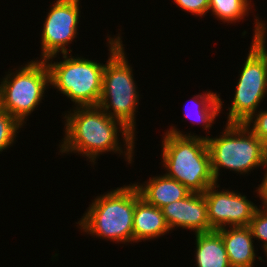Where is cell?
Segmentation results:
<instances>
[{
    "label": "cell",
    "instance_id": "10",
    "mask_svg": "<svg viewBox=\"0 0 267 267\" xmlns=\"http://www.w3.org/2000/svg\"><path fill=\"white\" fill-rule=\"evenodd\" d=\"M216 188H219L218 183L204 191L211 231L227 226H249L258 207L241 193Z\"/></svg>",
    "mask_w": 267,
    "mask_h": 267
},
{
    "label": "cell",
    "instance_id": "4",
    "mask_svg": "<svg viewBox=\"0 0 267 267\" xmlns=\"http://www.w3.org/2000/svg\"><path fill=\"white\" fill-rule=\"evenodd\" d=\"M140 198L134 184L96 196L78 221L77 227L96 238H106L115 243H132L135 203Z\"/></svg>",
    "mask_w": 267,
    "mask_h": 267
},
{
    "label": "cell",
    "instance_id": "18",
    "mask_svg": "<svg viewBox=\"0 0 267 267\" xmlns=\"http://www.w3.org/2000/svg\"><path fill=\"white\" fill-rule=\"evenodd\" d=\"M22 124L0 107V152L12 146Z\"/></svg>",
    "mask_w": 267,
    "mask_h": 267
},
{
    "label": "cell",
    "instance_id": "9",
    "mask_svg": "<svg viewBox=\"0 0 267 267\" xmlns=\"http://www.w3.org/2000/svg\"><path fill=\"white\" fill-rule=\"evenodd\" d=\"M80 0H56L50 8L41 32V60L70 54L66 48L78 35Z\"/></svg>",
    "mask_w": 267,
    "mask_h": 267
},
{
    "label": "cell",
    "instance_id": "21",
    "mask_svg": "<svg viewBox=\"0 0 267 267\" xmlns=\"http://www.w3.org/2000/svg\"><path fill=\"white\" fill-rule=\"evenodd\" d=\"M179 8L192 15L202 17L208 13L209 0H174Z\"/></svg>",
    "mask_w": 267,
    "mask_h": 267
},
{
    "label": "cell",
    "instance_id": "17",
    "mask_svg": "<svg viewBox=\"0 0 267 267\" xmlns=\"http://www.w3.org/2000/svg\"><path fill=\"white\" fill-rule=\"evenodd\" d=\"M251 0H209V10L217 20L236 23L243 20L251 9Z\"/></svg>",
    "mask_w": 267,
    "mask_h": 267
},
{
    "label": "cell",
    "instance_id": "8",
    "mask_svg": "<svg viewBox=\"0 0 267 267\" xmlns=\"http://www.w3.org/2000/svg\"><path fill=\"white\" fill-rule=\"evenodd\" d=\"M234 91L227 123H245L267 94V50L252 40ZM262 100V101H261Z\"/></svg>",
    "mask_w": 267,
    "mask_h": 267
},
{
    "label": "cell",
    "instance_id": "3",
    "mask_svg": "<svg viewBox=\"0 0 267 267\" xmlns=\"http://www.w3.org/2000/svg\"><path fill=\"white\" fill-rule=\"evenodd\" d=\"M108 37L109 58L105 63L102 91L98 106L111 118L120 121L135 136V114L139 104V91L133 79L121 35ZM113 111V112H112Z\"/></svg>",
    "mask_w": 267,
    "mask_h": 267
},
{
    "label": "cell",
    "instance_id": "6",
    "mask_svg": "<svg viewBox=\"0 0 267 267\" xmlns=\"http://www.w3.org/2000/svg\"><path fill=\"white\" fill-rule=\"evenodd\" d=\"M62 55L64 60L60 62H52L56 55L44 60L49 70L50 85L66 95L76 107L97 106L102 91L105 64L78 55Z\"/></svg>",
    "mask_w": 267,
    "mask_h": 267
},
{
    "label": "cell",
    "instance_id": "2",
    "mask_svg": "<svg viewBox=\"0 0 267 267\" xmlns=\"http://www.w3.org/2000/svg\"><path fill=\"white\" fill-rule=\"evenodd\" d=\"M165 175L177 180L191 192L204 193L216 184L211 169V157L204 136L183 134L171 126L162 141Z\"/></svg>",
    "mask_w": 267,
    "mask_h": 267
},
{
    "label": "cell",
    "instance_id": "23",
    "mask_svg": "<svg viewBox=\"0 0 267 267\" xmlns=\"http://www.w3.org/2000/svg\"><path fill=\"white\" fill-rule=\"evenodd\" d=\"M263 167H265L266 173L262 179V183L256 188V193H258L257 195L262 199L261 201L263 205L261 204V206H263V209L267 210V160Z\"/></svg>",
    "mask_w": 267,
    "mask_h": 267
},
{
    "label": "cell",
    "instance_id": "14",
    "mask_svg": "<svg viewBox=\"0 0 267 267\" xmlns=\"http://www.w3.org/2000/svg\"><path fill=\"white\" fill-rule=\"evenodd\" d=\"M169 231L171 230L160 208L146 203L142 198L135 203L133 242L156 239Z\"/></svg>",
    "mask_w": 267,
    "mask_h": 267
},
{
    "label": "cell",
    "instance_id": "1",
    "mask_svg": "<svg viewBox=\"0 0 267 267\" xmlns=\"http://www.w3.org/2000/svg\"><path fill=\"white\" fill-rule=\"evenodd\" d=\"M64 118L65 136L61 146L59 145L62 154H82L94 165L100 154L112 151L121 155L124 152L128 164L132 163L135 136L120 121L109 117L98 105L74 107ZM118 133L123 137L124 145L119 142Z\"/></svg>",
    "mask_w": 267,
    "mask_h": 267
},
{
    "label": "cell",
    "instance_id": "13",
    "mask_svg": "<svg viewBox=\"0 0 267 267\" xmlns=\"http://www.w3.org/2000/svg\"><path fill=\"white\" fill-rule=\"evenodd\" d=\"M141 198L148 204L162 208L174 201L185 198L191 191L165 174L153 176L148 182L134 184Z\"/></svg>",
    "mask_w": 267,
    "mask_h": 267
},
{
    "label": "cell",
    "instance_id": "11",
    "mask_svg": "<svg viewBox=\"0 0 267 267\" xmlns=\"http://www.w3.org/2000/svg\"><path fill=\"white\" fill-rule=\"evenodd\" d=\"M170 230L182 227L197 233L210 232L204 193L190 192L185 198L161 208Z\"/></svg>",
    "mask_w": 267,
    "mask_h": 267
},
{
    "label": "cell",
    "instance_id": "12",
    "mask_svg": "<svg viewBox=\"0 0 267 267\" xmlns=\"http://www.w3.org/2000/svg\"><path fill=\"white\" fill-rule=\"evenodd\" d=\"M216 231L222 237L231 267H253L256 250L249 226L224 227Z\"/></svg>",
    "mask_w": 267,
    "mask_h": 267
},
{
    "label": "cell",
    "instance_id": "22",
    "mask_svg": "<svg viewBox=\"0 0 267 267\" xmlns=\"http://www.w3.org/2000/svg\"><path fill=\"white\" fill-rule=\"evenodd\" d=\"M258 18V19H257ZM255 20V28L253 33V40H256L264 49L267 50L266 47V29L267 25L262 20H259V17H256Z\"/></svg>",
    "mask_w": 267,
    "mask_h": 267
},
{
    "label": "cell",
    "instance_id": "16",
    "mask_svg": "<svg viewBox=\"0 0 267 267\" xmlns=\"http://www.w3.org/2000/svg\"><path fill=\"white\" fill-rule=\"evenodd\" d=\"M203 93L204 94L200 93L196 96L194 95V97L190 99L193 103L192 106H194L193 111H195V113H190L189 111L191 109L188 111L187 108L188 106L190 107V105H186L185 115L183 118H185V120L189 118V120H192V123H203L201 125H203L204 130L207 131L212 127L215 122L214 120L222 111L223 101H221L222 99L220 98V95H217V93L212 91H207L206 93L204 91ZM191 114H195V116H191Z\"/></svg>",
    "mask_w": 267,
    "mask_h": 267
},
{
    "label": "cell",
    "instance_id": "7",
    "mask_svg": "<svg viewBox=\"0 0 267 267\" xmlns=\"http://www.w3.org/2000/svg\"><path fill=\"white\" fill-rule=\"evenodd\" d=\"M2 80L0 107L24 125L41 103L46 87L50 86L47 64L41 59L31 60L15 72H8Z\"/></svg>",
    "mask_w": 267,
    "mask_h": 267
},
{
    "label": "cell",
    "instance_id": "15",
    "mask_svg": "<svg viewBox=\"0 0 267 267\" xmlns=\"http://www.w3.org/2000/svg\"><path fill=\"white\" fill-rule=\"evenodd\" d=\"M195 237L197 267H231L222 237L216 230L197 233Z\"/></svg>",
    "mask_w": 267,
    "mask_h": 267
},
{
    "label": "cell",
    "instance_id": "20",
    "mask_svg": "<svg viewBox=\"0 0 267 267\" xmlns=\"http://www.w3.org/2000/svg\"><path fill=\"white\" fill-rule=\"evenodd\" d=\"M244 124L263 142L267 151V110L258 109Z\"/></svg>",
    "mask_w": 267,
    "mask_h": 267
},
{
    "label": "cell",
    "instance_id": "5",
    "mask_svg": "<svg viewBox=\"0 0 267 267\" xmlns=\"http://www.w3.org/2000/svg\"><path fill=\"white\" fill-rule=\"evenodd\" d=\"M221 134L213 138L205 136L216 182L221 168L243 175L264 166L267 160L264 144L245 124L226 123Z\"/></svg>",
    "mask_w": 267,
    "mask_h": 267
},
{
    "label": "cell",
    "instance_id": "19",
    "mask_svg": "<svg viewBox=\"0 0 267 267\" xmlns=\"http://www.w3.org/2000/svg\"><path fill=\"white\" fill-rule=\"evenodd\" d=\"M253 238L256 240L263 241L262 249L265 254L267 253V210L263 209L261 206L258 207L254 212L249 225Z\"/></svg>",
    "mask_w": 267,
    "mask_h": 267
}]
</instances>
